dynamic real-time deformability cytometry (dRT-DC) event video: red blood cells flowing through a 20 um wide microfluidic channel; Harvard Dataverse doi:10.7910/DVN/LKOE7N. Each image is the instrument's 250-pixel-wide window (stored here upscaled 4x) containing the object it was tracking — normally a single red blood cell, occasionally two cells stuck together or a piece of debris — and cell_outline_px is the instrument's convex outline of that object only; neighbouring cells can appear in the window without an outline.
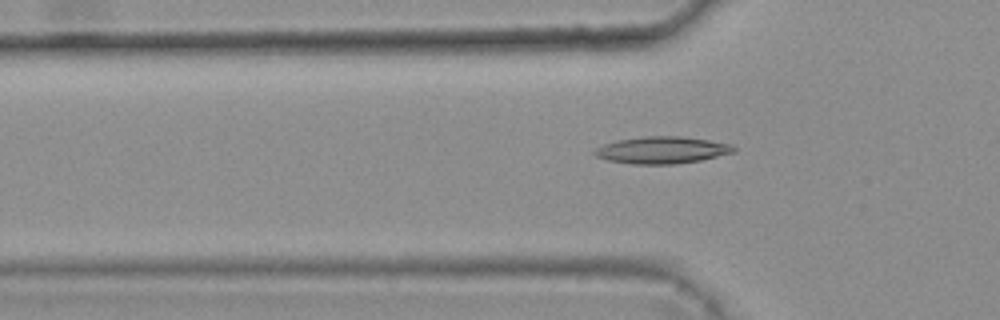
{"species": "common noctule bat (a hibernating species)", "species_latin": "Nyctalus noctula", "temperature_condition": "warm", "stored_images_in_passage": 6, "segment_of_instrument_passage": [2, 2], "camera_frame_rate_fps": 3000, "um_per_image_px": 0.085, "animal": {"sex": "female", "body_mass_g": 25.1}, "frame": {"image": 1, "passage_image": 6, "time_ms": 1.667, "image_size_px": [1000, 320], "cell_outline_px": [[736, 152], [700, 160], [676, 164], [632, 164], [608, 160], [596, 156], [592, 152], [596, 148], [604, 144], [616, 140], [644, 136], [680, 136], [708, 140], [732, 144], [736, 148]], "centroid_in_image_um": [56.27, 12.75], "position_along_channel_um": 69.5, "area_um2": 21.91}}